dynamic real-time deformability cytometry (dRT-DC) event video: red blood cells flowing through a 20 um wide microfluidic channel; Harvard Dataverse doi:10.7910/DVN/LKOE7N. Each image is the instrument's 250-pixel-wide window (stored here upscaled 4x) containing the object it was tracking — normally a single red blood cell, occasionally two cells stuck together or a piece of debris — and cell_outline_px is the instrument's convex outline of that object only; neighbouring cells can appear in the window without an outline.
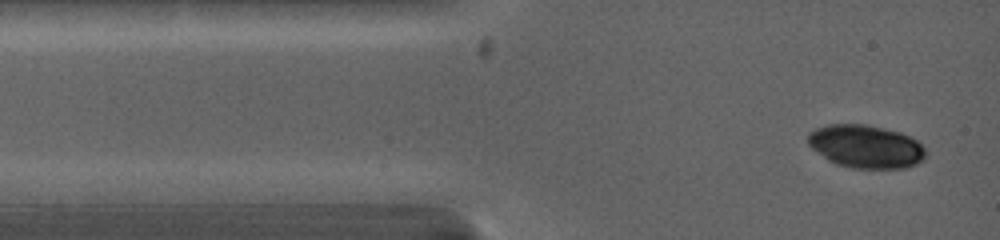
{"species": "common noctule bat (a hibernating species)", "species_latin": "Nyctalus noctula", "temperature_condition": "warm", "stored_images_in_passage": 10, "camera_frame_rate_fps": 5000, "um_per_image_px": 0.085, "animal": {"sex": "female", "body_mass_g": 19.0, "forearm_length_mm": 53.3}, "frame": {"image": 1, "passage_image": 1, "time_ms": 0.0, "image_size_px": [1000, 240], "cell_outline_px": [[924, 160], [916, 164], [904, 168], [852, 168], [836, 164], [828, 160], [812, 148], [808, 144], [808, 132], [816, 128], [828, 124], [864, 124], [900, 132], [916, 140], [924, 148]], "centroid_in_image_um": [73.57, 12.45], "position_along_channel_um": 11.4, "area_um2": 29.42}}